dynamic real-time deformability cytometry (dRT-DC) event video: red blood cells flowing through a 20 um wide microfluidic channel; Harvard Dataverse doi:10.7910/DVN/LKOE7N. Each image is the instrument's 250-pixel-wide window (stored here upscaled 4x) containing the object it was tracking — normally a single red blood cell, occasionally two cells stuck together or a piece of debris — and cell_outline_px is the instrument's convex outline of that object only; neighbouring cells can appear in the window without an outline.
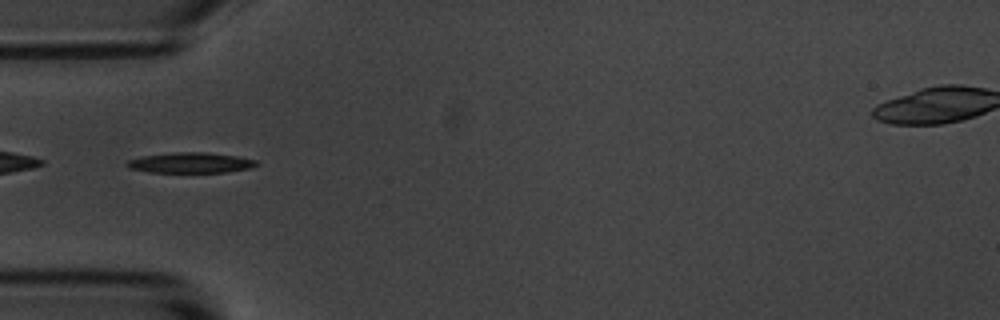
{"species": "common noctule bat (a hibernating species)", "species_latin": "Nyctalus noctula", "temperature_condition": "room temperature", "stored_images_in_passage": 10, "camera_frame_rate_fps": 3000, "um_per_image_px": 0.085, "animal": {"sex": "male", "body_mass_g": 20.1, "forearm_length_mm": 53.5}, "frame": {"image": 1, "passage_image": 5, "time_ms": 5.0, "image_size_px": [1000, 320], "cell_outline_px": [[260, 164], [252, 168], [228, 172], [148, 172], [128, 168], [124, 164], [128, 160], [140, 156], [172, 152], [204, 152], [240, 156], [256, 160]], "centroid_in_image_um": [16.21, 13.83], "position_along_channel_um": 68.8, "area_um2": 15.72}}
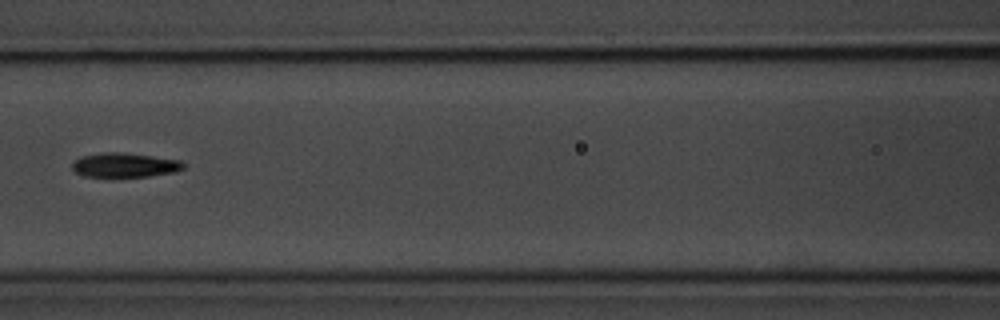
{"frame": {"image": 2, "passage_image": 7, "time_ms": 7.333, "image_size_px": [1000, 320], "cell_outline_px": [[184, 168], [176, 172], [148, 176], [84, 176], [76, 172], [72, 168], [72, 164], [80, 156], [104, 152], [120, 152], [152, 156], [180, 160], [184, 164]], "centroid_in_image_um": [10.61, 14.02], "position_along_channel_um": 156.0, "area_um2": 15.61}}